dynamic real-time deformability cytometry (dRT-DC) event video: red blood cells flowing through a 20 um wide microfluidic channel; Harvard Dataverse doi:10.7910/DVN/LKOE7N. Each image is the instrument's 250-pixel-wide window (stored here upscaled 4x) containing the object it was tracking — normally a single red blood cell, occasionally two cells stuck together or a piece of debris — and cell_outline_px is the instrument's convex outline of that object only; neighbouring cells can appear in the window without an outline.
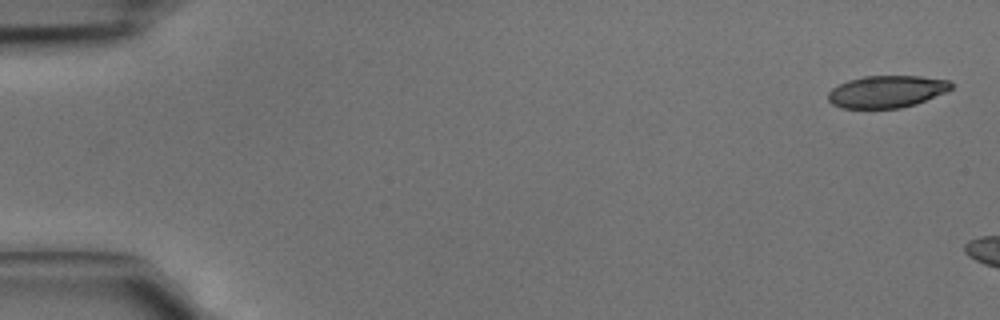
{"species": "common noctule bat (a hibernating species)", "species_latin": "Nyctalus noctula", "temperature_condition": "cold", "stored_images_in_passage": 3, "camera_frame_rate_fps": 3000, "um_per_image_px": 0.085, "animal": {"sex": "male", "body_mass_g": 15.6}, "frame": {"image": 1, "passage_image": 1, "time_ms": 0.0, "image_size_px": [1000, 320], "cell_outline_px": [[952, 88], [944, 92], [916, 104], [900, 108], [840, 108], [832, 104], [828, 100], [828, 92], [832, 88], [848, 80], [864, 76], [920, 76], [948, 80], [952, 84]], "centroid_in_image_um": [75.34, 7.78], "position_along_channel_um": 9.7, "area_um2": 22.95}}